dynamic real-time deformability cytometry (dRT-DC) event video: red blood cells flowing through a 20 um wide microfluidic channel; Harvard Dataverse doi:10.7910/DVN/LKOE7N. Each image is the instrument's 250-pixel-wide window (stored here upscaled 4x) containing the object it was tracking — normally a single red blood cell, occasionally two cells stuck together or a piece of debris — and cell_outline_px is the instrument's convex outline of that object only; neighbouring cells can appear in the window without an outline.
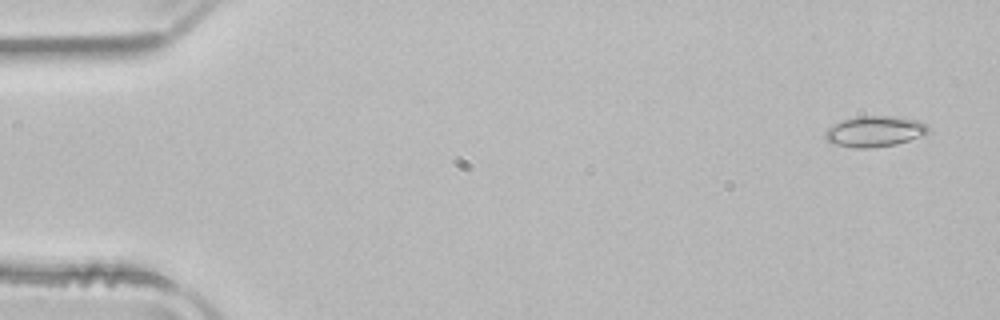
{"species": "common noctule bat (a hibernating species)", "species_latin": "Nyctalus noctula", "temperature_condition": "room temperature", "stored_images_in_passage": 13, "camera_frame_rate_fps": 3000, "um_per_image_px": 0.085, "animal": {"sex": "male", "body_mass_g": 21.5, "forearm_length_mm": 52.0}, "frame": {"image": 1, "passage_image": 3, "time_ms": 0.667, "image_size_px": [1000, 320], "cell_outline_px": [[928, 132], [908, 140], [896, 144], [872, 148], [856, 148], [832, 144], [824, 136], [824, 132], [828, 128], [844, 120], [856, 116], [896, 116], [916, 120], [924, 124], [928, 128]], "centroid_in_image_um": [74.3, 11.17], "position_along_channel_um": 10.7, "area_um2": 18.21}}